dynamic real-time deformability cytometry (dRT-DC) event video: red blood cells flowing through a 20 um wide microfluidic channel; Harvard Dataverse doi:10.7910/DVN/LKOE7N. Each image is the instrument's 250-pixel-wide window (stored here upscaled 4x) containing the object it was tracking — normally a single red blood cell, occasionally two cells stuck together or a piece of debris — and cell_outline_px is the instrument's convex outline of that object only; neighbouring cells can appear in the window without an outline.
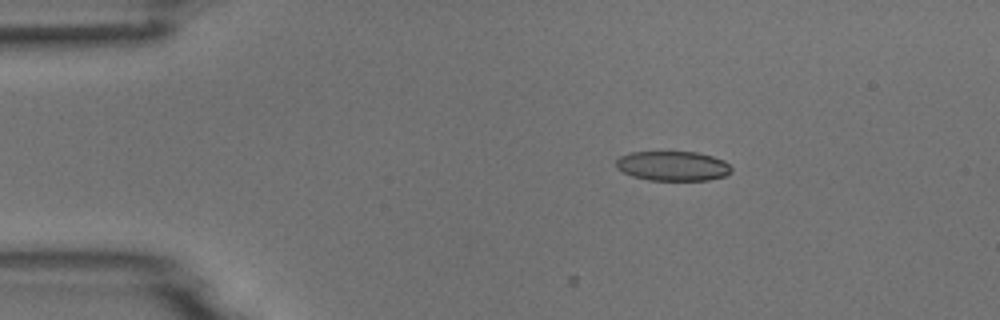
{"species": "common noctule bat (a hibernating species)", "species_latin": "Nyctalus noctula", "temperature_condition": "room temperature", "stored_images_in_passage": 4, "camera_frame_rate_fps": 3000, "um_per_image_px": 0.085, "animal": {"sex": "male", "body_mass_g": 18.8}, "frame": {"image": 1, "passage_image": 1, "time_ms": 0.0, "image_size_px": [1000, 320], "cell_outline_px": [[732, 172], [724, 176], [708, 180], [648, 180], [632, 176], [616, 168], [616, 160], [620, 156], [632, 152], [696, 152], [712, 156], [724, 160], [732, 168]], "centroid_in_image_um": [57.19, 14.11], "position_along_channel_um": 27.8, "area_um2": 19.94}}
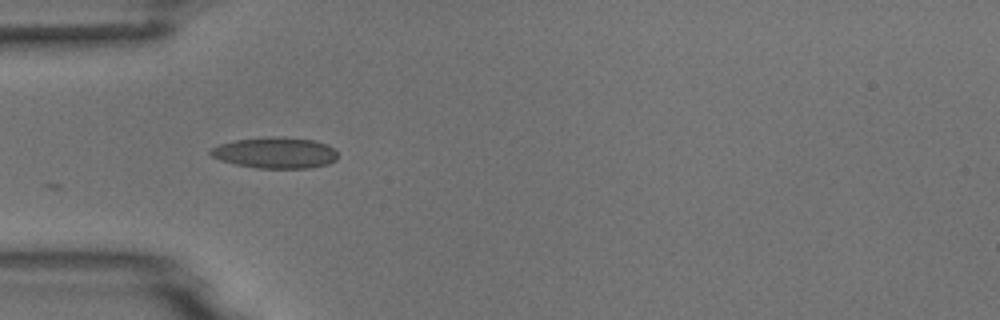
{"frame": {"image": 2, "passage_image": 3, "time_ms": 2.333, "image_size_px": [1000, 320], "cell_outline_px": [[336, 160], [328, 164], [312, 168], [256, 168], [236, 164], [220, 160], [212, 156], [208, 152], [212, 148], [220, 144], [236, 140], [272, 136], [284, 136], [312, 140], [328, 144], [336, 148]], "centroid_in_image_um": [23.43, 12.98], "position_along_channel_um": 61.6, "area_um2": 23.18}}